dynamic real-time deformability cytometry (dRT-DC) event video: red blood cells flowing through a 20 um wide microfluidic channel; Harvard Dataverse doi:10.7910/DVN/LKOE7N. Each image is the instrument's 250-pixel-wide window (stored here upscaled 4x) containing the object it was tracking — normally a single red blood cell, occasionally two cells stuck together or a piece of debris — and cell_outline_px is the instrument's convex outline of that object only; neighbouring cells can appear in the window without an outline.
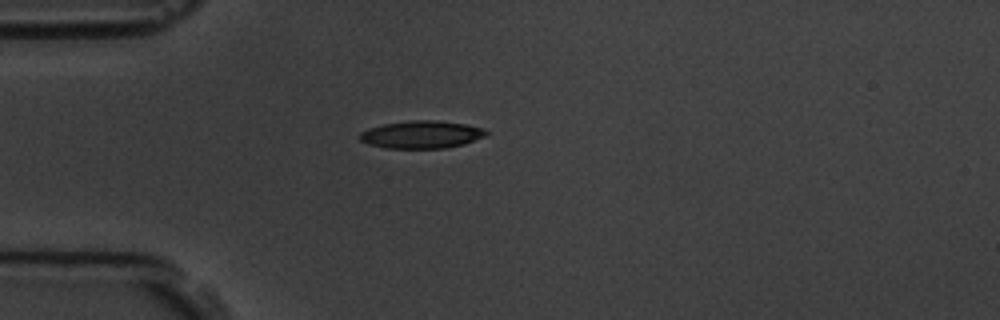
{"species": "common noctule bat (a hibernating species)", "species_latin": "Nyctalus noctula", "temperature_condition": "room temperature", "stored_images_in_passage": 1, "camera_frame_rate_fps": 3000, "um_per_image_px": 0.085, "animal": {"sex": "male", "body_mass_g": 19.5, "forearm_length_mm": 54.6}, "frame": {"image": 1, "passage_image": 1, "time_ms": 0.0, "image_size_px": [1000, 320], "cell_outline_px": [[488, 132], [484, 136], [464, 144], [444, 148], [384, 148], [368, 144], [360, 140], [360, 132], [368, 128], [384, 124], [412, 120], [436, 120], [464, 124], [484, 128]], "centroid_in_image_um": [35.81, 11.43], "position_along_channel_um": 49.2, "area_um2": 20.23}}